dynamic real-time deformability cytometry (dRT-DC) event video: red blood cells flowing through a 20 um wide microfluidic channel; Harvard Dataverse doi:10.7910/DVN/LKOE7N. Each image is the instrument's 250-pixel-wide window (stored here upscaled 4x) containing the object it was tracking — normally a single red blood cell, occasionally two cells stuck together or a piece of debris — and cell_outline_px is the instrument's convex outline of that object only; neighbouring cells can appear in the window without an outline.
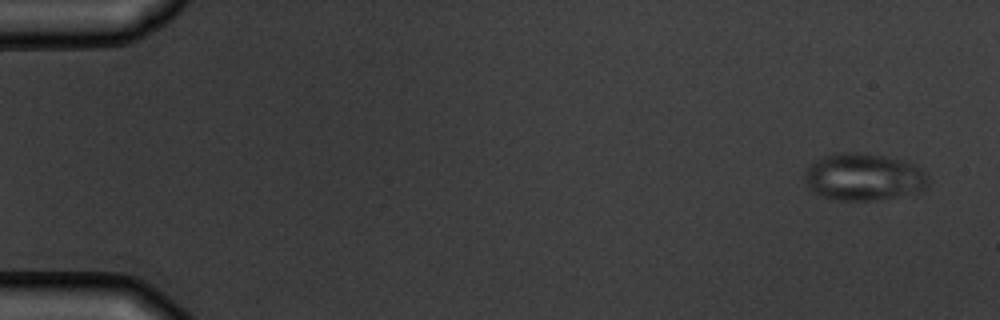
{"species": "common noctule bat (a hibernating species)", "species_latin": "Nyctalus noctula", "temperature_condition": "warm", "stored_images_in_passage": 5, "camera_frame_rate_fps": 3000, "um_per_image_px": 0.085, "animal": {"sex": "male", "body_mass_g": 19.5, "forearm_length_mm": 54.6}, "frame": {"image": 1, "passage_image": 1, "time_ms": 0.0, "image_size_px": [1000, 320], "cell_outline_px": [[928, 188], [920, 192], [896, 196], [868, 200], [836, 200], [812, 192], [804, 180], [804, 172], [808, 164], [820, 156], [836, 152], [864, 152], [884, 156], [912, 164], [920, 168], [928, 176]], "centroid_in_image_um": [73.36, 15.02], "position_along_channel_um": 11.6, "area_um2": 34.22}}